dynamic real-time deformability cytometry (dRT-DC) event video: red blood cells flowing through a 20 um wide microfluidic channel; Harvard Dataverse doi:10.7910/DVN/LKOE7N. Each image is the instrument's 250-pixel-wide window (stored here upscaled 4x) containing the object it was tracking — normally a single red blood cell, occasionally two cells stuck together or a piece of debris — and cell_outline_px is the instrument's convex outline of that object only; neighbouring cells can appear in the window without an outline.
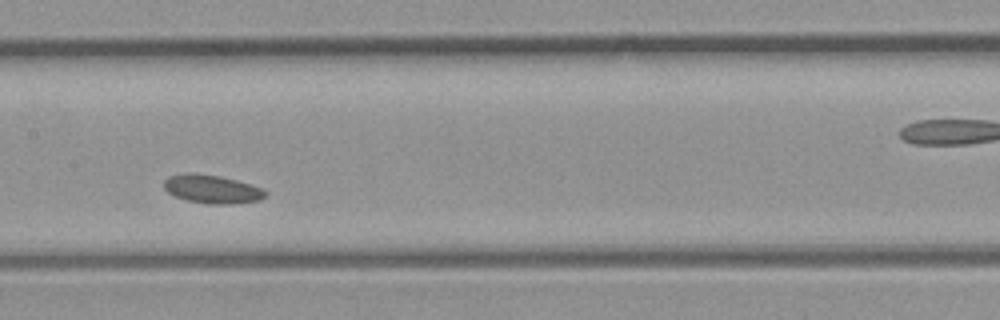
{"species": "common noctule bat (a hibernating species)", "species_latin": "Nyctalus noctula", "temperature_condition": "room temperature", "stored_images_in_passage": 25, "camera_frame_rate_fps": 3000, "um_per_image_px": 0.085, "animal": {"sex": "male", "body_mass_g": 23.1, "forearm_length_mm": 52.7}, "frame": {"image": 1, "passage_image": 11, "time_ms": 3.333, "image_size_px": [1000, 320], "cell_outline_px": [[268, 192], [260, 200], [232, 204], [208, 204], [188, 200], [176, 196], [168, 192], [164, 188], [164, 180], [168, 176], [184, 172], [188, 172], [220, 176], [236, 180], [260, 188]], "centroid_in_image_um": [17.99, 16.07], "position_along_channel_um": 189.4, "area_um2": 16.7}}
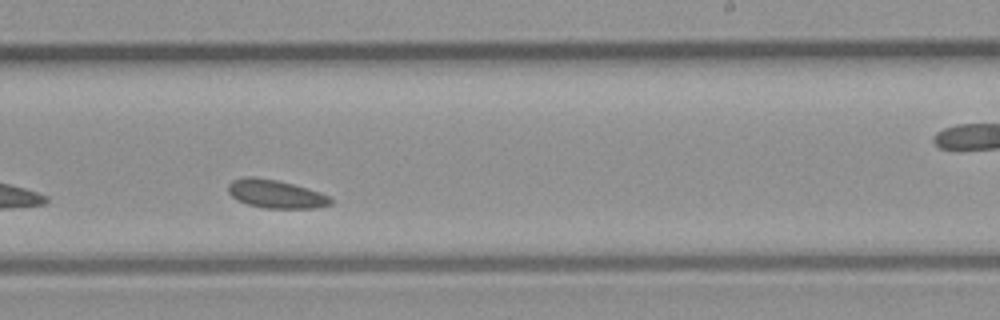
{"frame": {"image": 2, "passage_image": 15, "time_ms": 4.667, "image_size_px": [1000, 320], "cell_outline_px": [[332, 204], [316, 208], [264, 208], [248, 204], [236, 200], [228, 192], [228, 184], [232, 180], [244, 176], [252, 176], [276, 180], [308, 188], [320, 192], [328, 196], [332, 200]], "centroid_in_image_um": [23.41, 16.48], "position_along_channel_um": 265.6, "area_um2": 16.94}}